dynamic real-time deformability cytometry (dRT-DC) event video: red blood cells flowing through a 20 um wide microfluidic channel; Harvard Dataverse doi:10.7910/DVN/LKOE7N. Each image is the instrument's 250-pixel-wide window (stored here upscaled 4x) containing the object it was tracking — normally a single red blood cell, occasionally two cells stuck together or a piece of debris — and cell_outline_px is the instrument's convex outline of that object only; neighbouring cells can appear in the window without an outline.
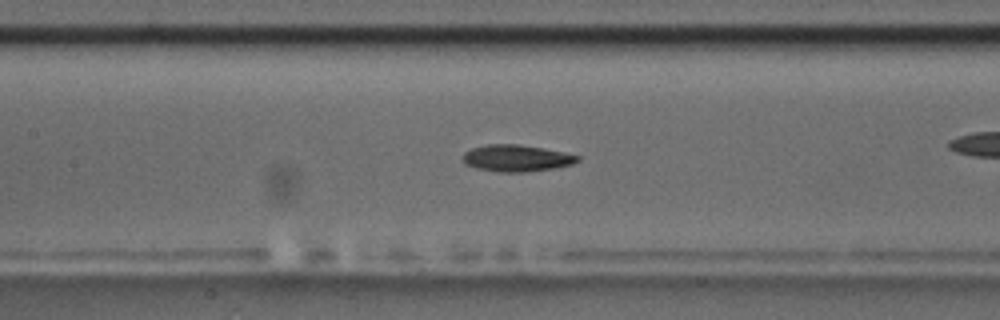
{"species": "common noctule bat (a hibernating species)", "species_latin": "Nyctalus noctula", "temperature_condition": "room temperature", "stored_images_in_passage": 45, "camera_frame_rate_fps": 3000, "um_per_image_px": 0.085, "animal": {"sex": "male", "body_mass_g": 17.5, "forearm_length_mm": 52.3}, "frame": {"image": 1, "passage_image": 26, "time_ms": 8.333, "image_size_px": [1000, 320], "cell_outline_px": [[580, 160], [572, 164], [556, 168], [528, 172], [500, 172], [476, 168], [464, 164], [464, 152], [472, 148], [488, 144], [516, 144], [540, 148], [580, 156]], "centroid_in_image_um": [43.89, 13.46], "position_along_channel_um": 163.5, "area_um2": 17.69}}
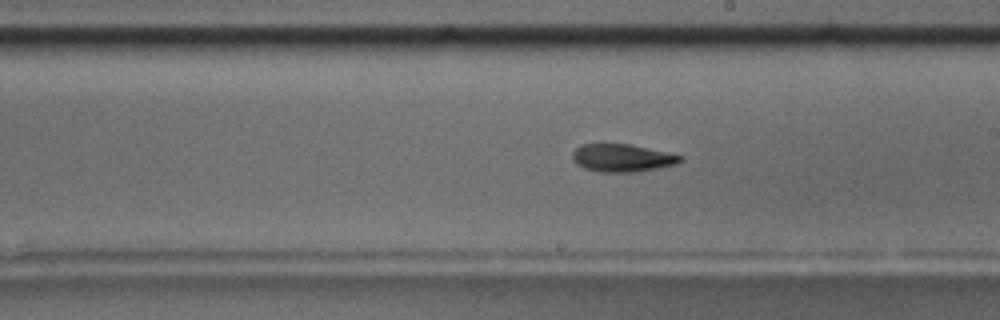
{"frame": {"image": 2, "passage_image": 32, "time_ms": 10.333, "image_size_px": [1000, 320], "cell_outline_px": [[684, 160], [676, 164], [660, 168], [640, 172], [600, 172], [584, 168], [576, 164], [572, 160], [572, 152], [580, 144], [632, 144], [684, 156]], "centroid_in_image_um": [52.9, 13.43], "position_along_channel_um": 236.1, "area_um2": 17.74}}